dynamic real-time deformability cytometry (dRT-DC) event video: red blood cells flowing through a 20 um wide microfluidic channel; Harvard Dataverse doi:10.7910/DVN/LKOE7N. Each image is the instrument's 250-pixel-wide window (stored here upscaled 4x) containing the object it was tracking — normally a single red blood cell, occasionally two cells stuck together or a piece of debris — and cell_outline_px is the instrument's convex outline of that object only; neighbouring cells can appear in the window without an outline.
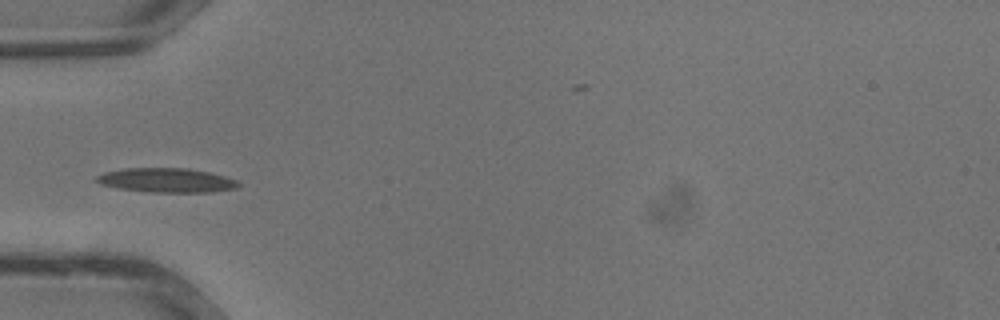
{"species": "common noctule bat (a hibernating species)", "species_latin": "Nyctalus noctula", "temperature_condition": "warm", "stored_images_in_passage": 11, "camera_frame_rate_fps": 3000, "um_per_image_px": 0.085, "animal": {"sex": "male", "body_mass_g": 13.3}, "frame": {"image": 1, "passage_image": 1, "time_ms": 0.0, "image_size_px": [1000, 320], "cell_outline_px": [[240, 184], [236, 188], [212, 192], [152, 192], [120, 188], [100, 184], [96, 180], [96, 176], [104, 172], [128, 168], [188, 168], [208, 172], [224, 176], [236, 180]], "centroid_in_image_um": [14.16, 15.32], "position_along_channel_um": 70.8, "area_um2": 19.88}}
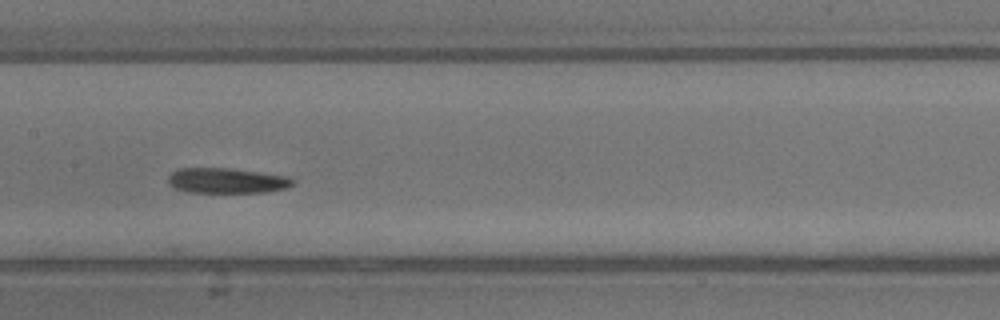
{"frame": {"image": 2, "passage_image": 7, "time_ms": 2.0, "image_size_px": [1000, 320], "cell_outline_px": [[296, 180], [292, 184], [284, 188], [264, 192], [188, 192], [176, 188], [168, 184], [168, 176], [172, 172], [180, 168], [228, 168], [288, 176]], "centroid_in_image_um": [19.25, 15.35], "position_along_channel_um": 188.2, "area_um2": 18.15}}
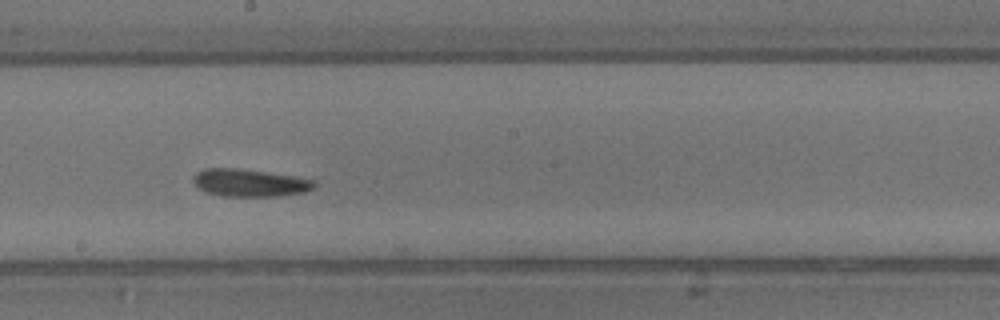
{"frame": {"image": 3, "passage_image": 9, "time_ms": 2.667, "image_size_px": [1000, 320], "cell_outline_px": [[316, 184], [312, 188], [304, 192], [276, 196], [224, 196], [208, 192], [200, 188], [192, 180], [192, 176], [196, 172], [204, 168], [236, 168], [292, 176], [316, 180]], "centroid_in_image_um": [21.2, 15.53], "position_along_channel_um": 227.0, "area_um2": 19.13}}